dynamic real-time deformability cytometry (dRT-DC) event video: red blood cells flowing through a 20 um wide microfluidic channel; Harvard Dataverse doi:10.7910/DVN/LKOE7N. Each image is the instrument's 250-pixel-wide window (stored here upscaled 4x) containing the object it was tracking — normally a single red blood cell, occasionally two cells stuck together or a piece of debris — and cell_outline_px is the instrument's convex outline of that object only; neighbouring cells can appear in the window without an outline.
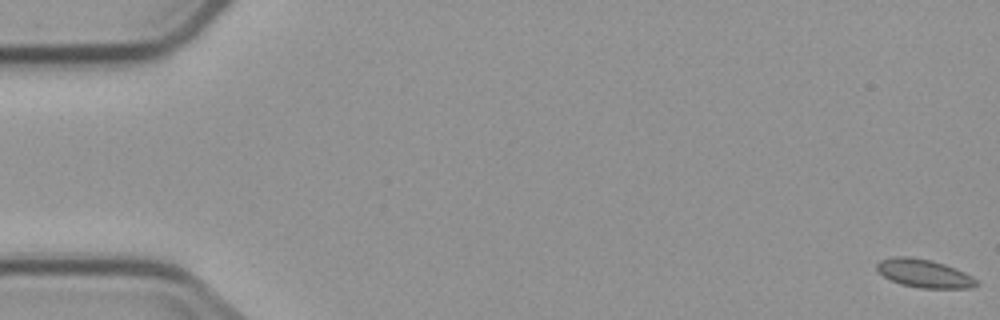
{"species": "common noctule bat (a hibernating species)", "species_latin": "Nyctalus noctula", "temperature_condition": "cold", "stored_images_in_passage": 6, "camera_frame_rate_fps": 3000, "um_per_image_px": 0.085, "animal": {"sex": "male", "body_mass_g": 23.1, "forearm_length_mm": 52.7}, "frame": {"image": 1, "passage_image": 1, "time_ms": 0.0, "image_size_px": [1000, 320], "cell_outline_px": [[980, 284], [972, 288], [920, 288], [900, 284], [884, 276], [876, 268], [876, 264], [880, 260], [896, 256], [908, 256], [932, 260], [956, 268], [980, 280]], "centroid_in_image_um": [78.6, 23.24], "position_along_channel_um": 6.4, "area_um2": 16.53}}